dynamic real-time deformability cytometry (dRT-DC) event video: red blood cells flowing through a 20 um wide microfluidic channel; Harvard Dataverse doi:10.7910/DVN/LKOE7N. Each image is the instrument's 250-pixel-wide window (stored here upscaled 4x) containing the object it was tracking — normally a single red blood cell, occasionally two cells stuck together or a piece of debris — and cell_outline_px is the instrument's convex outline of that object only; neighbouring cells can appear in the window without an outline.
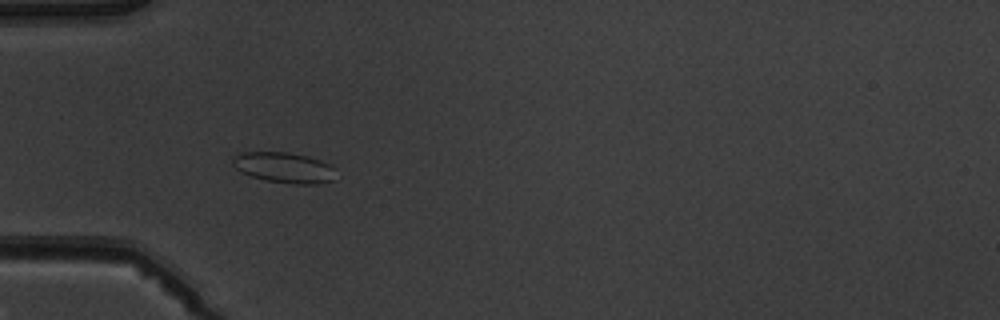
{"species": "common noctule bat (a hibernating species)", "species_latin": "Nyctalus noctula", "temperature_condition": "warm", "stored_images_in_passage": 5, "camera_frame_rate_fps": 3000, "um_per_image_px": 0.085, "animal": {"sex": "male", "body_mass_g": 19.5, "forearm_length_mm": 54.6}, "frame": {"image": 1, "passage_image": 5, "time_ms": 4.667, "image_size_px": [1000, 320], "cell_outline_px": [[336, 180], [316, 184], [292, 184], [264, 180], [252, 176], [236, 168], [232, 164], [232, 156], [240, 152], [288, 152], [308, 156], [332, 164]], "centroid_in_image_um": [24.17, 14.24], "position_along_channel_um": 60.8, "area_um2": 18.55}}